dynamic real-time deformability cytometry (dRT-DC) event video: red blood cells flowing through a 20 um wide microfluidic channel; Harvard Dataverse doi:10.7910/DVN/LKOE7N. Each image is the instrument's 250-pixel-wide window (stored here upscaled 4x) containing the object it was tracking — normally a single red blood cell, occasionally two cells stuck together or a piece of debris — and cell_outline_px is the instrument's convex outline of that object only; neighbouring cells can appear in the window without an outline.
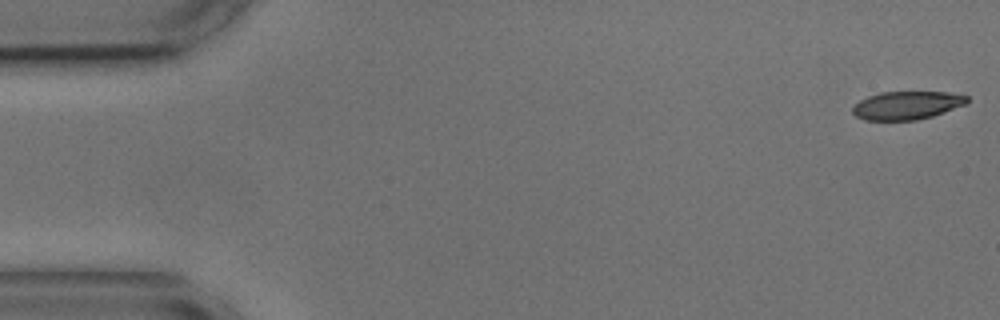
{"species": "common noctule bat (a hibernating species)", "species_latin": "Nyctalus noctula", "temperature_condition": "cold", "stored_images_in_passage": 4, "camera_frame_rate_fps": 3000, "um_per_image_px": 0.085, "animal": {"sex": "male", "body_mass_g": 17.9, "forearm_length_mm": 54.2}, "frame": {"image": 1, "passage_image": 1, "time_ms": 0.0, "image_size_px": [1000, 320], "cell_outline_px": [[968, 104], [932, 116], [916, 120], [864, 120], [856, 116], [852, 112], [852, 108], [860, 100], [868, 96], [880, 92], [948, 92], [968, 96]], "centroid_in_image_um": [77.1, 8.95], "position_along_channel_um": 7.9, "area_um2": 18.84}}